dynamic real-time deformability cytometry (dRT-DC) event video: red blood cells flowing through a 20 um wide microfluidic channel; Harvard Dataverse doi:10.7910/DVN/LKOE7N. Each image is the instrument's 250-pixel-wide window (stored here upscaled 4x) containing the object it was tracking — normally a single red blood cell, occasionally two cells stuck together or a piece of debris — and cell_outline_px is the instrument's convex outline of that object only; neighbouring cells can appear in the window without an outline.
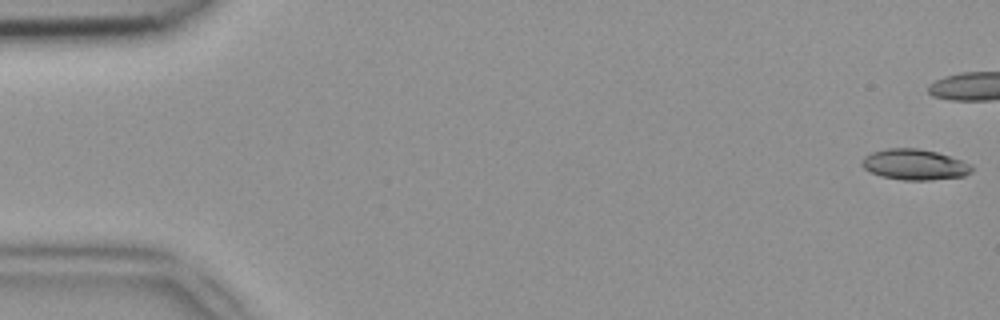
{"species": "common noctule bat (a hibernating species)", "species_latin": "Nyctalus noctula", "temperature_condition": "room temperature", "stored_images_in_passage": 39, "camera_frame_rate_fps": 3000, "um_per_image_px": 0.085, "animal": {"sex": "female", "body_mass_g": 18.4}, "frame": {"image": 1, "passage_image": 1, "time_ms": 0.0, "image_size_px": [1000, 320], "cell_outline_px": [[972, 172], [964, 176], [932, 180], [904, 180], [880, 176], [864, 168], [860, 164], [860, 160], [864, 156], [872, 152], [888, 148], [916, 148], [936, 152], [972, 164]], "centroid_in_image_um": [77.72, 13.99], "position_along_channel_um": 7.3, "area_um2": 19.65}}
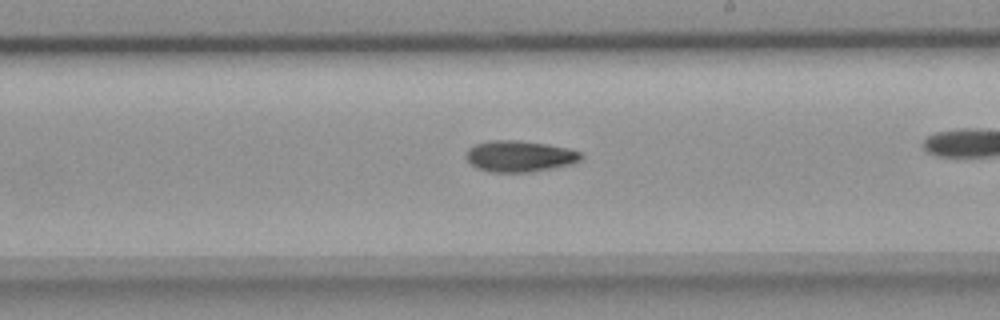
{"frame": {"image": 2, "passage_image": 29, "time_ms": 9.333, "image_size_px": [1000, 320], "cell_outline_px": [[584, 156], [580, 160], [572, 164], [532, 172], [492, 172], [476, 168], [464, 156], [468, 148], [476, 144], [492, 140], [520, 140], [548, 144], [568, 148], [580, 152]], "centroid_in_image_um": [44.17, 13.27], "position_along_channel_um": 244.8, "area_um2": 21.04}}
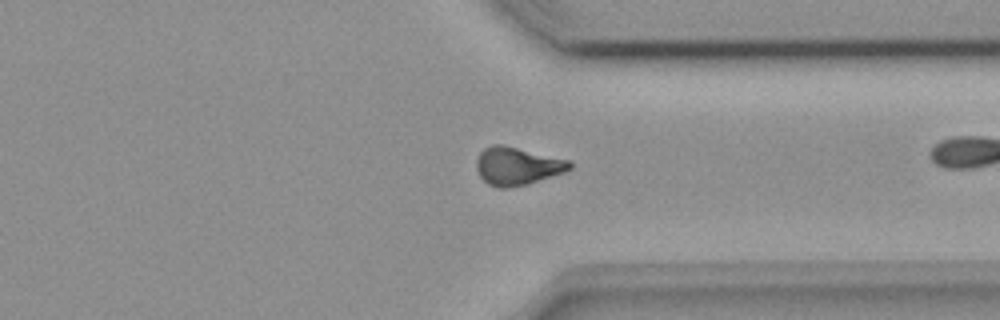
{"frame": {"image": 3, "passage_image": 38, "time_ms": 12.333, "image_size_px": [1000, 320], "cell_outline_px": [[572, 168], [564, 172], [528, 184], [508, 188], [500, 188], [488, 184], [480, 176], [476, 168], [476, 160], [480, 152], [484, 148], [492, 144], [500, 144], [572, 160]], "centroid_in_image_um": [43.97, 14.11], "position_along_channel_um": 367.4, "area_um2": 20.69}}